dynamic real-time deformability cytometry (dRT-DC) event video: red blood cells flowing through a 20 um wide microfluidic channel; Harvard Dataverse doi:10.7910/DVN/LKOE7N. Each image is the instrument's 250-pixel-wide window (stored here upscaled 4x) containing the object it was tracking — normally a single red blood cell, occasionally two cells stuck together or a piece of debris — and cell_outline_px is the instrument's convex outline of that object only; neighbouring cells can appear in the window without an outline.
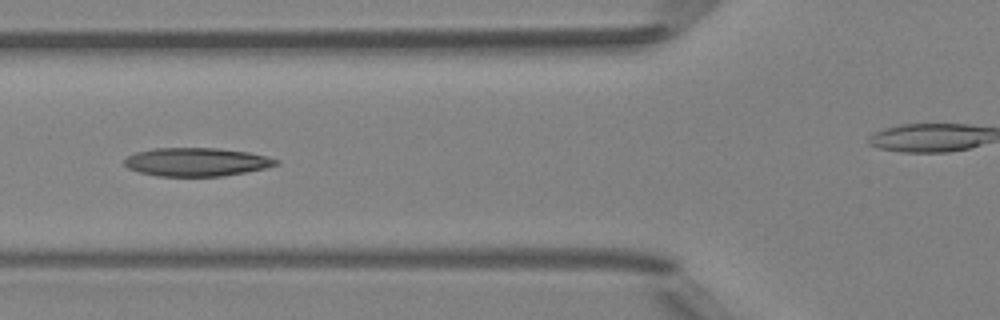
{"species": "Egyptian fruit bat (a non-hibernating species)", "species_latin": "Rousettus aegyptiacus", "temperature_condition": "room temperature", "stored_images_in_passage": 5, "camera_frame_rate_fps": 3000, "um_per_image_px": 0.085, "animal": {"sex": "female"}, "frame": {"image": 1, "passage_image": 4, "time_ms": 4.333, "image_size_px": [1000, 320], "cell_outline_px": [[280, 164], [264, 168], [224, 176], [156, 176], [140, 172], [128, 168], [124, 164], [124, 160], [128, 156], [136, 152], [152, 148], [216, 148], [248, 152], [280, 160]], "centroid_in_image_um": [16.69, 13.76], "position_along_channel_um": 109.1, "area_um2": 25.03}}
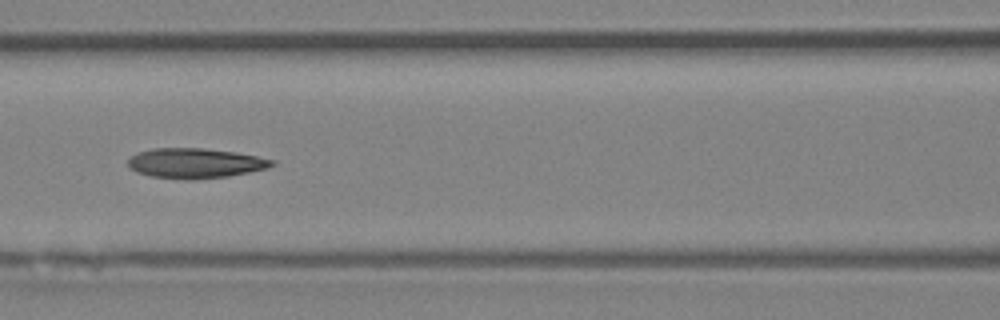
{"frame": {"image": 2, "passage_image": 5, "time_ms": 5.333, "image_size_px": [1000, 320], "cell_outline_px": [[276, 164], [268, 168], [228, 176], [192, 180], [188, 180], [152, 176], [136, 172], [128, 168], [128, 156], [136, 152], [152, 148], [204, 148], [236, 152], [276, 160]], "centroid_in_image_um": [16.56, 13.86], "position_along_channel_um": 150.0, "area_um2": 25.43}}